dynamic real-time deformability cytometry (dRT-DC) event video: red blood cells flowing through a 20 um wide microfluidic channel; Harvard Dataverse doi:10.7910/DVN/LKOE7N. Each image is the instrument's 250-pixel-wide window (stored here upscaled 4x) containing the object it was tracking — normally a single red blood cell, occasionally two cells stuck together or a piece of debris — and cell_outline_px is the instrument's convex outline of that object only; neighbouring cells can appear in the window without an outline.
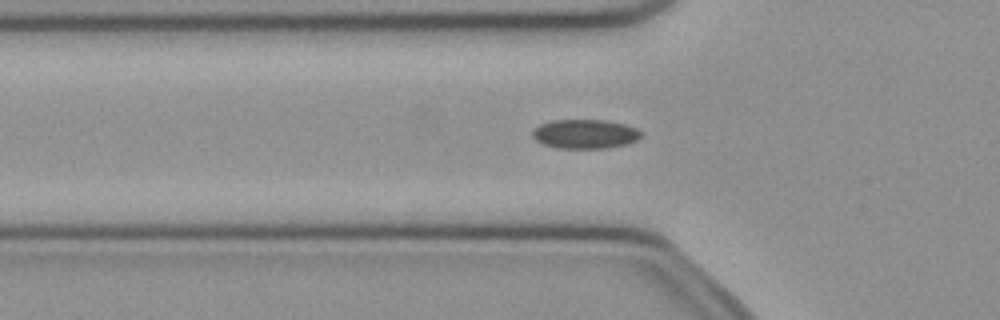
{"species": "common noctule bat (a hibernating species)", "species_latin": "Nyctalus noctula", "temperature_condition": "cold", "stored_images_in_passage": 52, "camera_frame_rate_fps": 3000, "um_per_image_px": 0.085, "animal": {"sex": "female", "body_mass_g": 21.9}, "frame": {"image": 1, "passage_image": 17, "time_ms": 5.333, "image_size_px": [1000, 320], "cell_outline_px": [[640, 136], [636, 140], [628, 144], [608, 148], [556, 148], [544, 144], [536, 140], [532, 136], [532, 132], [540, 124], [552, 120], [604, 120], [624, 124], [636, 128], [640, 132]], "centroid_in_image_um": [49.72, 11.39], "position_along_channel_um": 76.1, "area_um2": 18.38}}
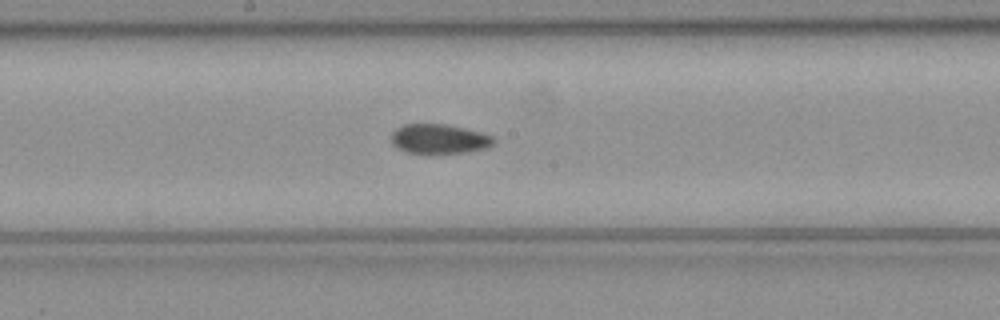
{"frame": {"image": 2, "passage_image": 27, "time_ms": 8.667, "image_size_px": [1000, 320], "cell_outline_px": [[496, 144], [488, 148], [468, 152], [408, 152], [396, 148], [392, 144], [392, 132], [396, 128], [404, 124], [444, 124], [464, 128], [480, 132], [492, 136], [496, 140]], "centroid_in_image_um": [37.36, 11.8], "position_along_channel_um": 210.8, "area_um2": 17.51}}
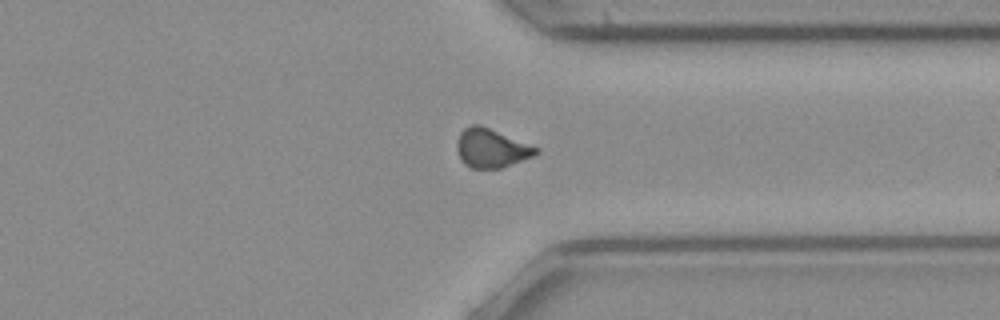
{"frame": {"image": 3, "passage_image": 39, "time_ms": 12.667, "image_size_px": [1000, 320], "cell_outline_px": [[540, 152], [536, 156], [500, 168], [472, 168], [464, 164], [460, 160], [456, 148], [456, 144], [460, 132], [464, 128], [472, 124], [480, 124], [540, 148]], "centroid_in_image_um": [41.77, 12.59], "position_along_channel_um": 369.6, "area_um2": 18.15}, "authors_computed_cell_mechanics": {"area_um2": 17.9758, "velocity_mm_per_s": 3.9945, "shape_relaxation_time_tau1_ms": null, "shape_relaxation_time_tau2_ms": 3.5709, "deformation_change_tau1": null, "deformation_change_tau2": 0.0776}}